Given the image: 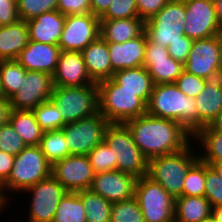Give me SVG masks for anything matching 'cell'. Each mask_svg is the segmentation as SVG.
<instances>
[{
  "mask_svg": "<svg viewBox=\"0 0 222 222\" xmlns=\"http://www.w3.org/2000/svg\"><path fill=\"white\" fill-rule=\"evenodd\" d=\"M125 124L135 144L148 160L180 151L193 141L190 132L175 120L146 113L127 120Z\"/></svg>",
  "mask_w": 222,
  "mask_h": 222,
  "instance_id": "1",
  "label": "cell"
},
{
  "mask_svg": "<svg viewBox=\"0 0 222 222\" xmlns=\"http://www.w3.org/2000/svg\"><path fill=\"white\" fill-rule=\"evenodd\" d=\"M146 113L178 121L193 136L198 131V111L194 98L183 94L175 83L154 85Z\"/></svg>",
  "mask_w": 222,
  "mask_h": 222,
  "instance_id": "2",
  "label": "cell"
},
{
  "mask_svg": "<svg viewBox=\"0 0 222 222\" xmlns=\"http://www.w3.org/2000/svg\"><path fill=\"white\" fill-rule=\"evenodd\" d=\"M193 143L194 141H191L184 149L175 153L148 160L147 176L159 183L174 198L182 196L187 172L199 159L198 148L195 149Z\"/></svg>",
  "mask_w": 222,
  "mask_h": 222,
  "instance_id": "3",
  "label": "cell"
},
{
  "mask_svg": "<svg viewBox=\"0 0 222 222\" xmlns=\"http://www.w3.org/2000/svg\"><path fill=\"white\" fill-rule=\"evenodd\" d=\"M104 141L112 151L113 171L129 173L137 178L147 175L148 159L135 144L125 123H109L104 132Z\"/></svg>",
  "mask_w": 222,
  "mask_h": 222,
  "instance_id": "4",
  "label": "cell"
},
{
  "mask_svg": "<svg viewBox=\"0 0 222 222\" xmlns=\"http://www.w3.org/2000/svg\"><path fill=\"white\" fill-rule=\"evenodd\" d=\"M99 112L109 123H125L146 114V103L135 92L122 89L113 78L97 83Z\"/></svg>",
  "mask_w": 222,
  "mask_h": 222,
  "instance_id": "5",
  "label": "cell"
},
{
  "mask_svg": "<svg viewBox=\"0 0 222 222\" xmlns=\"http://www.w3.org/2000/svg\"><path fill=\"white\" fill-rule=\"evenodd\" d=\"M51 175V165L39 146H26L15 156L8 180L2 185L4 194L23 192ZM13 191V193H12ZM12 193V194H11Z\"/></svg>",
  "mask_w": 222,
  "mask_h": 222,
  "instance_id": "6",
  "label": "cell"
},
{
  "mask_svg": "<svg viewBox=\"0 0 222 222\" xmlns=\"http://www.w3.org/2000/svg\"><path fill=\"white\" fill-rule=\"evenodd\" d=\"M50 100L56 105L66 124L99 112L97 84L83 87L54 86Z\"/></svg>",
  "mask_w": 222,
  "mask_h": 222,
  "instance_id": "7",
  "label": "cell"
},
{
  "mask_svg": "<svg viewBox=\"0 0 222 222\" xmlns=\"http://www.w3.org/2000/svg\"><path fill=\"white\" fill-rule=\"evenodd\" d=\"M134 197L145 222H174L175 198L147 175L138 178Z\"/></svg>",
  "mask_w": 222,
  "mask_h": 222,
  "instance_id": "8",
  "label": "cell"
},
{
  "mask_svg": "<svg viewBox=\"0 0 222 222\" xmlns=\"http://www.w3.org/2000/svg\"><path fill=\"white\" fill-rule=\"evenodd\" d=\"M185 3L170 0L156 15L145 21V32L155 43L168 47L184 35Z\"/></svg>",
  "mask_w": 222,
  "mask_h": 222,
  "instance_id": "9",
  "label": "cell"
},
{
  "mask_svg": "<svg viewBox=\"0 0 222 222\" xmlns=\"http://www.w3.org/2000/svg\"><path fill=\"white\" fill-rule=\"evenodd\" d=\"M109 122L100 112L88 118L65 124L62 128L70 155H88L104 140Z\"/></svg>",
  "mask_w": 222,
  "mask_h": 222,
  "instance_id": "10",
  "label": "cell"
},
{
  "mask_svg": "<svg viewBox=\"0 0 222 222\" xmlns=\"http://www.w3.org/2000/svg\"><path fill=\"white\" fill-rule=\"evenodd\" d=\"M31 200L25 222H53L61 198L67 190L52 175L27 188ZM27 219V220H26ZM20 222H23L20 220Z\"/></svg>",
  "mask_w": 222,
  "mask_h": 222,
  "instance_id": "11",
  "label": "cell"
},
{
  "mask_svg": "<svg viewBox=\"0 0 222 222\" xmlns=\"http://www.w3.org/2000/svg\"><path fill=\"white\" fill-rule=\"evenodd\" d=\"M184 70L206 80L222 73V53L218 35L193 41L184 63Z\"/></svg>",
  "mask_w": 222,
  "mask_h": 222,
  "instance_id": "12",
  "label": "cell"
},
{
  "mask_svg": "<svg viewBox=\"0 0 222 222\" xmlns=\"http://www.w3.org/2000/svg\"><path fill=\"white\" fill-rule=\"evenodd\" d=\"M100 36V19L91 12L66 15L59 40L61 51L81 52Z\"/></svg>",
  "mask_w": 222,
  "mask_h": 222,
  "instance_id": "13",
  "label": "cell"
},
{
  "mask_svg": "<svg viewBox=\"0 0 222 222\" xmlns=\"http://www.w3.org/2000/svg\"><path fill=\"white\" fill-rule=\"evenodd\" d=\"M52 75L38 71H27L19 90L9 98L13 110H33L39 104L51 99Z\"/></svg>",
  "mask_w": 222,
  "mask_h": 222,
  "instance_id": "14",
  "label": "cell"
},
{
  "mask_svg": "<svg viewBox=\"0 0 222 222\" xmlns=\"http://www.w3.org/2000/svg\"><path fill=\"white\" fill-rule=\"evenodd\" d=\"M185 3L184 34L199 40L220 33L213 0H183Z\"/></svg>",
  "mask_w": 222,
  "mask_h": 222,
  "instance_id": "15",
  "label": "cell"
},
{
  "mask_svg": "<svg viewBox=\"0 0 222 222\" xmlns=\"http://www.w3.org/2000/svg\"><path fill=\"white\" fill-rule=\"evenodd\" d=\"M51 175L69 192L89 189L94 172L87 155H69L51 166Z\"/></svg>",
  "mask_w": 222,
  "mask_h": 222,
  "instance_id": "16",
  "label": "cell"
},
{
  "mask_svg": "<svg viewBox=\"0 0 222 222\" xmlns=\"http://www.w3.org/2000/svg\"><path fill=\"white\" fill-rule=\"evenodd\" d=\"M143 67L155 85L174 83L184 71V64L174 60L167 47L153 42L147 34Z\"/></svg>",
  "mask_w": 222,
  "mask_h": 222,
  "instance_id": "17",
  "label": "cell"
},
{
  "mask_svg": "<svg viewBox=\"0 0 222 222\" xmlns=\"http://www.w3.org/2000/svg\"><path fill=\"white\" fill-rule=\"evenodd\" d=\"M138 178L118 170L94 174L90 190L101 195L110 203L134 197Z\"/></svg>",
  "mask_w": 222,
  "mask_h": 222,
  "instance_id": "18",
  "label": "cell"
},
{
  "mask_svg": "<svg viewBox=\"0 0 222 222\" xmlns=\"http://www.w3.org/2000/svg\"><path fill=\"white\" fill-rule=\"evenodd\" d=\"M52 77L54 86L83 87L97 84L90 78L82 54L74 51H60Z\"/></svg>",
  "mask_w": 222,
  "mask_h": 222,
  "instance_id": "19",
  "label": "cell"
},
{
  "mask_svg": "<svg viewBox=\"0 0 222 222\" xmlns=\"http://www.w3.org/2000/svg\"><path fill=\"white\" fill-rule=\"evenodd\" d=\"M60 51L59 45L29 40L16 61L27 71L44 72L53 76L57 68Z\"/></svg>",
  "mask_w": 222,
  "mask_h": 222,
  "instance_id": "20",
  "label": "cell"
},
{
  "mask_svg": "<svg viewBox=\"0 0 222 222\" xmlns=\"http://www.w3.org/2000/svg\"><path fill=\"white\" fill-rule=\"evenodd\" d=\"M145 45L146 32L124 43L107 42L112 77L116 71L143 66Z\"/></svg>",
  "mask_w": 222,
  "mask_h": 222,
  "instance_id": "21",
  "label": "cell"
},
{
  "mask_svg": "<svg viewBox=\"0 0 222 222\" xmlns=\"http://www.w3.org/2000/svg\"><path fill=\"white\" fill-rule=\"evenodd\" d=\"M66 16L57 9L27 20L29 40L58 45Z\"/></svg>",
  "mask_w": 222,
  "mask_h": 222,
  "instance_id": "22",
  "label": "cell"
},
{
  "mask_svg": "<svg viewBox=\"0 0 222 222\" xmlns=\"http://www.w3.org/2000/svg\"><path fill=\"white\" fill-rule=\"evenodd\" d=\"M198 111V130L211 125L222 111V78L207 79L204 90L194 98Z\"/></svg>",
  "mask_w": 222,
  "mask_h": 222,
  "instance_id": "23",
  "label": "cell"
},
{
  "mask_svg": "<svg viewBox=\"0 0 222 222\" xmlns=\"http://www.w3.org/2000/svg\"><path fill=\"white\" fill-rule=\"evenodd\" d=\"M80 53L86 64L88 74L95 83L112 78V65L107 42L101 36Z\"/></svg>",
  "mask_w": 222,
  "mask_h": 222,
  "instance_id": "24",
  "label": "cell"
},
{
  "mask_svg": "<svg viewBox=\"0 0 222 222\" xmlns=\"http://www.w3.org/2000/svg\"><path fill=\"white\" fill-rule=\"evenodd\" d=\"M145 32V21L140 18L100 20V36L106 42L124 43Z\"/></svg>",
  "mask_w": 222,
  "mask_h": 222,
  "instance_id": "25",
  "label": "cell"
},
{
  "mask_svg": "<svg viewBox=\"0 0 222 222\" xmlns=\"http://www.w3.org/2000/svg\"><path fill=\"white\" fill-rule=\"evenodd\" d=\"M29 42L27 22L0 26V60H16Z\"/></svg>",
  "mask_w": 222,
  "mask_h": 222,
  "instance_id": "26",
  "label": "cell"
},
{
  "mask_svg": "<svg viewBox=\"0 0 222 222\" xmlns=\"http://www.w3.org/2000/svg\"><path fill=\"white\" fill-rule=\"evenodd\" d=\"M112 78L122 89L137 93L146 104L148 103L155 84L145 67L122 69L114 72Z\"/></svg>",
  "mask_w": 222,
  "mask_h": 222,
  "instance_id": "27",
  "label": "cell"
},
{
  "mask_svg": "<svg viewBox=\"0 0 222 222\" xmlns=\"http://www.w3.org/2000/svg\"><path fill=\"white\" fill-rule=\"evenodd\" d=\"M212 213L205 196H179L175 198L174 222H199Z\"/></svg>",
  "mask_w": 222,
  "mask_h": 222,
  "instance_id": "28",
  "label": "cell"
},
{
  "mask_svg": "<svg viewBox=\"0 0 222 222\" xmlns=\"http://www.w3.org/2000/svg\"><path fill=\"white\" fill-rule=\"evenodd\" d=\"M9 122L26 146H39L43 131L32 110L11 109Z\"/></svg>",
  "mask_w": 222,
  "mask_h": 222,
  "instance_id": "29",
  "label": "cell"
},
{
  "mask_svg": "<svg viewBox=\"0 0 222 222\" xmlns=\"http://www.w3.org/2000/svg\"><path fill=\"white\" fill-rule=\"evenodd\" d=\"M193 141L199 148L198 153L201 161L204 163H222V133L215 131L210 125L205 126L193 135ZM199 146L202 147L203 151Z\"/></svg>",
  "mask_w": 222,
  "mask_h": 222,
  "instance_id": "30",
  "label": "cell"
},
{
  "mask_svg": "<svg viewBox=\"0 0 222 222\" xmlns=\"http://www.w3.org/2000/svg\"><path fill=\"white\" fill-rule=\"evenodd\" d=\"M86 211V222H110L112 203L90 189L79 190Z\"/></svg>",
  "mask_w": 222,
  "mask_h": 222,
  "instance_id": "31",
  "label": "cell"
},
{
  "mask_svg": "<svg viewBox=\"0 0 222 222\" xmlns=\"http://www.w3.org/2000/svg\"><path fill=\"white\" fill-rule=\"evenodd\" d=\"M39 147L51 166L70 155L62 129L43 132Z\"/></svg>",
  "mask_w": 222,
  "mask_h": 222,
  "instance_id": "32",
  "label": "cell"
},
{
  "mask_svg": "<svg viewBox=\"0 0 222 222\" xmlns=\"http://www.w3.org/2000/svg\"><path fill=\"white\" fill-rule=\"evenodd\" d=\"M86 211L77 192L67 191L61 198L53 222H86Z\"/></svg>",
  "mask_w": 222,
  "mask_h": 222,
  "instance_id": "33",
  "label": "cell"
},
{
  "mask_svg": "<svg viewBox=\"0 0 222 222\" xmlns=\"http://www.w3.org/2000/svg\"><path fill=\"white\" fill-rule=\"evenodd\" d=\"M26 72L16 60H0V83L4 98L9 99L19 90Z\"/></svg>",
  "mask_w": 222,
  "mask_h": 222,
  "instance_id": "34",
  "label": "cell"
},
{
  "mask_svg": "<svg viewBox=\"0 0 222 222\" xmlns=\"http://www.w3.org/2000/svg\"><path fill=\"white\" fill-rule=\"evenodd\" d=\"M32 111L43 132L62 129L66 124L51 100L39 104Z\"/></svg>",
  "mask_w": 222,
  "mask_h": 222,
  "instance_id": "35",
  "label": "cell"
},
{
  "mask_svg": "<svg viewBox=\"0 0 222 222\" xmlns=\"http://www.w3.org/2000/svg\"><path fill=\"white\" fill-rule=\"evenodd\" d=\"M110 222H145L137 199L133 197L112 203Z\"/></svg>",
  "mask_w": 222,
  "mask_h": 222,
  "instance_id": "36",
  "label": "cell"
},
{
  "mask_svg": "<svg viewBox=\"0 0 222 222\" xmlns=\"http://www.w3.org/2000/svg\"><path fill=\"white\" fill-rule=\"evenodd\" d=\"M205 163L198 159L188 170L184 179L182 196H204Z\"/></svg>",
  "mask_w": 222,
  "mask_h": 222,
  "instance_id": "37",
  "label": "cell"
},
{
  "mask_svg": "<svg viewBox=\"0 0 222 222\" xmlns=\"http://www.w3.org/2000/svg\"><path fill=\"white\" fill-rule=\"evenodd\" d=\"M20 20H30L57 9V0H16Z\"/></svg>",
  "mask_w": 222,
  "mask_h": 222,
  "instance_id": "38",
  "label": "cell"
},
{
  "mask_svg": "<svg viewBox=\"0 0 222 222\" xmlns=\"http://www.w3.org/2000/svg\"><path fill=\"white\" fill-rule=\"evenodd\" d=\"M87 156L94 174L113 171L112 151H110L104 140L89 152Z\"/></svg>",
  "mask_w": 222,
  "mask_h": 222,
  "instance_id": "39",
  "label": "cell"
},
{
  "mask_svg": "<svg viewBox=\"0 0 222 222\" xmlns=\"http://www.w3.org/2000/svg\"><path fill=\"white\" fill-rule=\"evenodd\" d=\"M211 207L222 206V178L205 163V194Z\"/></svg>",
  "mask_w": 222,
  "mask_h": 222,
  "instance_id": "40",
  "label": "cell"
},
{
  "mask_svg": "<svg viewBox=\"0 0 222 222\" xmlns=\"http://www.w3.org/2000/svg\"><path fill=\"white\" fill-rule=\"evenodd\" d=\"M25 147L22 138L16 133L9 121L0 126V151L16 156Z\"/></svg>",
  "mask_w": 222,
  "mask_h": 222,
  "instance_id": "41",
  "label": "cell"
},
{
  "mask_svg": "<svg viewBox=\"0 0 222 222\" xmlns=\"http://www.w3.org/2000/svg\"><path fill=\"white\" fill-rule=\"evenodd\" d=\"M139 18L136 0H112L106 13L100 20Z\"/></svg>",
  "mask_w": 222,
  "mask_h": 222,
  "instance_id": "42",
  "label": "cell"
},
{
  "mask_svg": "<svg viewBox=\"0 0 222 222\" xmlns=\"http://www.w3.org/2000/svg\"><path fill=\"white\" fill-rule=\"evenodd\" d=\"M206 82V79L197 77L184 70L174 83L183 94L196 98L204 90Z\"/></svg>",
  "mask_w": 222,
  "mask_h": 222,
  "instance_id": "43",
  "label": "cell"
},
{
  "mask_svg": "<svg viewBox=\"0 0 222 222\" xmlns=\"http://www.w3.org/2000/svg\"><path fill=\"white\" fill-rule=\"evenodd\" d=\"M57 10L66 15L91 12L90 0H57Z\"/></svg>",
  "mask_w": 222,
  "mask_h": 222,
  "instance_id": "44",
  "label": "cell"
},
{
  "mask_svg": "<svg viewBox=\"0 0 222 222\" xmlns=\"http://www.w3.org/2000/svg\"><path fill=\"white\" fill-rule=\"evenodd\" d=\"M192 39L188 38L185 34L179 37V40L168 45L169 55L176 61L186 62L188 54L193 44Z\"/></svg>",
  "mask_w": 222,
  "mask_h": 222,
  "instance_id": "45",
  "label": "cell"
},
{
  "mask_svg": "<svg viewBox=\"0 0 222 222\" xmlns=\"http://www.w3.org/2000/svg\"><path fill=\"white\" fill-rule=\"evenodd\" d=\"M170 0H136L138 16L144 21L156 15Z\"/></svg>",
  "mask_w": 222,
  "mask_h": 222,
  "instance_id": "46",
  "label": "cell"
},
{
  "mask_svg": "<svg viewBox=\"0 0 222 222\" xmlns=\"http://www.w3.org/2000/svg\"><path fill=\"white\" fill-rule=\"evenodd\" d=\"M20 20L16 0H0V26L14 24Z\"/></svg>",
  "mask_w": 222,
  "mask_h": 222,
  "instance_id": "47",
  "label": "cell"
},
{
  "mask_svg": "<svg viewBox=\"0 0 222 222\" xmlns=\"http://www.w3.org/2000/svg\"><path fill=\"white\" fill-rule=\"evenodd\" d=\"M15 156L0 151V185L2 186L9 178L14 165Z\"/></svg>",
  "mask_w": 222,
  "mask_h": 222,
  "instance_id": "48",
  "label": "cell"
},
{
  "mask_svg": "<svg viewBox=\"0 0 222 222\" xmlns=\"http://www.w3.org/2000/svg\"><path fill=\"white\" fill-rule=\"evenodd\" d=\"M112 0H90L91 13L99 19L106 13Z\"/></svg>",
  "mask_w": 222,
  "mask_h": 222,
  "instance_id": "49",
  "label": "cell"
},
{
  "mask_svg": "<svg viewBox=\"0 0 222 222\" xmlns=\"http://www.w3.org/2000/svg\"><path fill=\"white\" fill-rule=\"evenodd\" d=\"M11 111V106L9 104V99L0 98V126L4 125L9 121V114Z\"/></svg>",
  "mask_w": 222,
  "mask_h": 222,
  "instance_id": "50",
  "label": "cell"
},
{
  "mask_svg": "<svg viewBox=\"0 0 222 222\" xmlns=\"http://www.w3.org/2000/svg\"><path fill=\"white\" fill-rule=\"evenodd\" d=\"M218 27L222 30V0H213Z\"/></svg>",
  "mask_w": 222,
  "mask_h": 222,
  "instance_id": "51",
  "label": "cell"
},
{
  "mask_svg": "<svg viewBox=\"0 0 222 222\" xmlns=\"http://www.w3.org/2000/svg\"><path fill=\"white\" fill-rule=\"evenodd\" d=\"M8 199H10L9 196L4 194L3 188L0 185V214H1V212L4 213V211L6 210L5 207L8 206L9 201H11V199L10 200H8ZM2 210H4V211H2Z\"/></svg>",
  "mask_w": 222,
  "mask_h": 222,
  "instance_id": "52",
  "label": "cell"
},
{
  "mask_svg": "<svg viewBox=\"0 0 222 222\" xmlns=\"http://www.w3.org/2000/svg\"><path fill=\"white\" fill-rule=\"evenodd\" d=\"M215 131L222 133V111L210 125Z\"/></svg>",
  "mask_w": 222,
  "mask_h": 222,
  "instance_id": "53",
  "label": "cell"
},
{
  "mask_svg": "<svg viewBox=\"0 0 222 222\" xmlns=\"http://www.w3.org/2000/svg\"><path fill=\"white\" fill-rule=\"evenodd\" d=\"M211 214L217 222H222V206L213 207Z\"/></svg>",
  "mask_w": 222,
  "mask_h": 222,
  "instance_id": "54",
  "label": "cell"
},
{
  "mask_svg": "<svg viewBox=\"0 0 222 222\" xmlns=\"http://www.w3.org/2000/svg\"><path fill=\"white\" fill-rule=\"evenodd\" d=\"M222 178V163H207Z\"/></svg>",
  "mask_w": 222,
  "mask_h": 222,
  "instance_id": "55",
  "label": "cell"
},
{
  "mask_svg": "<svg viewBox=\"0 0 222 222\" xmlns=\"http://www.w3.org/2000/svg\"><path fill=\"white\" fill-rule=\"evenodd\" d=\"M199 222H217L216 219L213 217V215L211 214L209 217L202 219Z\"/></svg>",
  "mask_w": 222,
  "mask_h": 222,
  "instance_id": "56",
  "label": "cell"
},
{
  "mask_svg": "<svg viewBox=\"0 0 222 222\" xmlns=\"http://www.w3.org/2000/svg\"><path fill=\"white\" fill-rule=\"evenodd\" d=\"M218 38H219V43H220L221 53H222V30H221L220 33L218 34Z\"/></svg>",
  "mask_w": 222,
  "mask_h": 222,
  "instance_id": "57",
  "label": "cell"
},
{
  "mask_svg": "<svg viewBox=\"0 0 222 222\" xmlns=\"http://www.w3.org/2000/svg\"><path fill=\"white\" fill-rule=\"evenodd\" d=\"M4 97V94L2 92V89H1V83H0V98H3Z\"/></svg>",
  "mask_w": 222,
  "mask_h": 222,
  "instance_id": "58",
  "label": "cell"
}]
</instances>
